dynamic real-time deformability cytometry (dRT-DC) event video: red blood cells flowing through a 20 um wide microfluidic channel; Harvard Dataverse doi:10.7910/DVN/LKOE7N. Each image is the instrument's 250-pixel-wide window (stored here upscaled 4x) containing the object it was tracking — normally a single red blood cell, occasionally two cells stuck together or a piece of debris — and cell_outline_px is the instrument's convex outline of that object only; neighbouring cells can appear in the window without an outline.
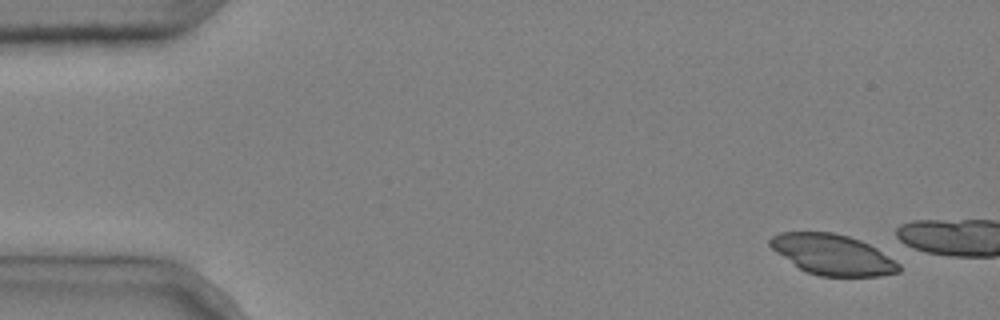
{"species": "common noctule bat (a hibernating species)", "species_latin": "Nyctalus noctula", "temperature_condition": "cold", "stored_images_in_passage": 3, "camera_frame_rate_fps": 3000, "um_per_image_px": 0.085, "animal": {"sex": "male", "body_mass_g": 20.4}, "frame": {"image": 1, "passage_image": 1, "time_ms": 0.0, "image_size_px": [1000, 320], "cell_outline_px": [[900, 272], [880, 276], [820, 276], [808, 272], [800, 268], [776, 252], [768, 244], [768, 240], [772, 236], [780, 232], [832, 232], [848, 236], [860, 240], [876, 248], [900, 264]], "centroid_in_image_um": [70.77, 21.64], "position_along_channel_um": 14.2, "area_um2": 30.17}}